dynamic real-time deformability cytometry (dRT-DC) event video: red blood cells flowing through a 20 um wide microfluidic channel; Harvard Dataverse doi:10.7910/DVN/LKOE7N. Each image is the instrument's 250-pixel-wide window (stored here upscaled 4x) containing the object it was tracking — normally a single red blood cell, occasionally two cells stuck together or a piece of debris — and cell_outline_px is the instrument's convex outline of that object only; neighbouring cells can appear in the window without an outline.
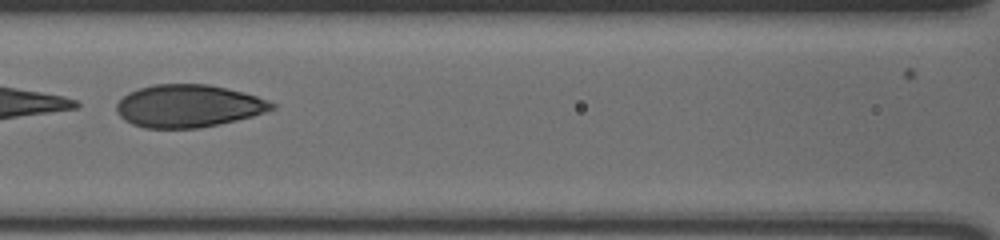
{"species": "human", "species_latin": "Homo sapiens", "temperature_condition": "cold", "stored_images_in_passage": 46, "camera_frame_rate_fps": 3000, "um_per_image_px": 0.085, "donor": {"sex": "male"}, "frame": {"image": 1, "passage_image": 19, "time_ms": 6.0, "image_size_px": [1000, 240], "cell_outline_px": [[276, 108], [252, 116], [236, 120], [196, 128], [144, 128], [132, 124], [124, 120], [120, 116], [116, 108], [116, 104], [128, 92], [152, 84], [208, 84], [256, 96], [268, 100], [276, 104]], "centroid_in_image_um": [15.98, 9.01], "position_along_channel_um": 150.6, "area_um2": 38.26}}
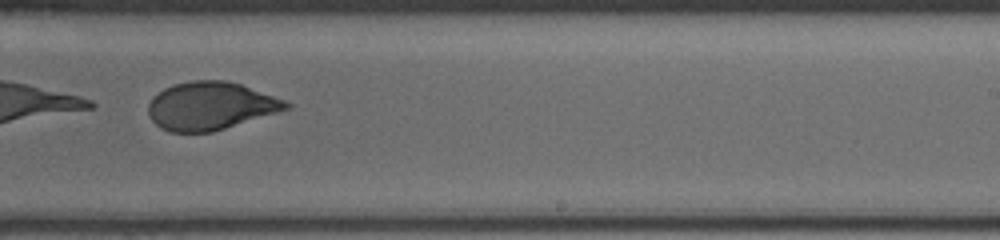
{"frame": {"image": 2, "passage_image": 29, "time_ms": 9.333, "image_size_px": [1000, 240], "cell_outline_px": [[292, 108], [212, 132], [168, 132], [160, 128], [152, 120], [148, 112], [148, 104], [164, 88], [176, 84], [192, 80], [224, 80], [240, 84], [284, 100], [292, 104]], "centroid_in_image_um": [17.9, 9.01], "position_along_channel_um": 271.1, "area_um2": 38.21}}
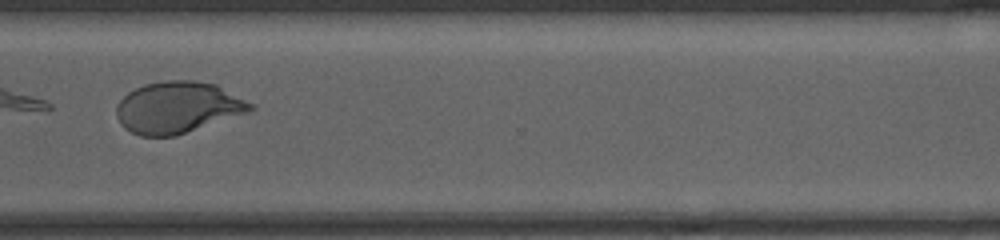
{"frame": {"image": 3, "passage_image": 36, "time_ms": 11.667, "image_size_px": [1000, 240], "cell_outline_px": [[256, 108], [248, 112], [176, 136], [140, 136], [124, 128], [120, 124], [116, 116], [116, 108], [120, 100], [128, 92], [144, 84], [164, 80], [196, 80], [216, 84], [256, 104]], "centroid_in_image_um": [15.13, 9.12], "position_along_channel_um": 355.5, "area_um2": 40.52}, "authors_computed_cell_mechanics": {"area_um2": 40.6334, "velocity_mm_per_s": 3.6258, "shape_relaxation_time_tau1_ms": 0.8649, "shape_relaxation_time_tau2_ms": 0.9958, "deformation_change_tau1": 0.3281, "deformation_change_tau2": 0.0592}}